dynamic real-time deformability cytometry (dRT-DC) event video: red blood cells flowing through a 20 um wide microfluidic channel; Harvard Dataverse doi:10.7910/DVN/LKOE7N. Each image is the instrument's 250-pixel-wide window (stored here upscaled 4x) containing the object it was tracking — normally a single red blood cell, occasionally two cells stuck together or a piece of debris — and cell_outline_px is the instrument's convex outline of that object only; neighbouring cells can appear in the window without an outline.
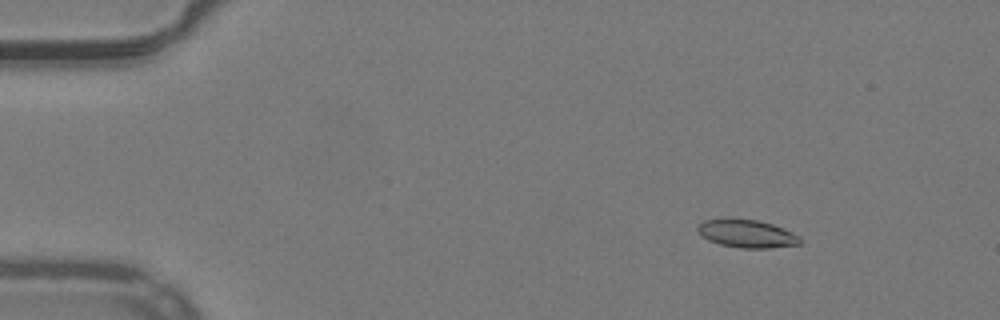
{"species": "common noctule bat (a hibernating species)", "species_latin": "Nyctalus noctula", "temperature_condition": "warm", "stored_images_in_passage": 53, "camera_frame_rate_fps": 3000, "um_per_image_px": 0.085, "animal": {"sex": "male", "body_mass_g": 19.2, "forearm_length_mm": 51.8}, "frame": {"image": 1, "passage_image": 7, "time_ms": 2.0, "image_size_px": [1000, 320], "cell_outline_px": [[800, 244], [768, 248], [740, 248], [720, 244], [708, 240], [696, 228], [704, 220], [724, 216], [756, 220], [772, 224], [800, 236]], "centroid_in_image_um": [63.44, 19.83], "position_along_channel_um": 21.6, "area_um2": 16.82}}
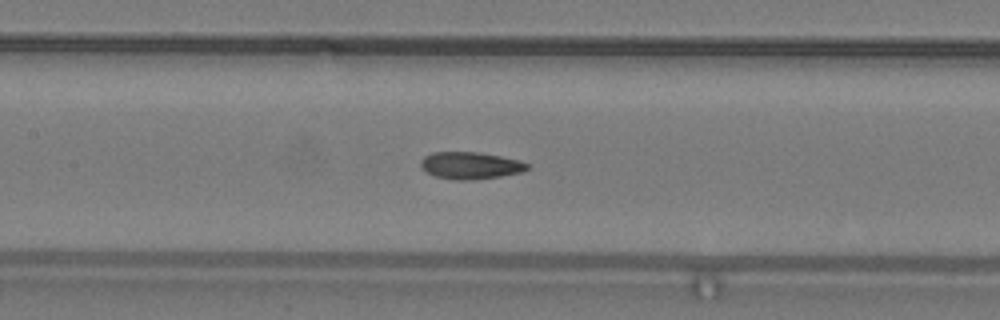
{"frame": {"image": 2, "passage_image": 25, "time_ms": 8.0, "image_size_px": [1000, 320], "cell_outline_px": [[528, 168], [524, 172], [500, 176], [468, 180], [456, 180], [436, 176], [428, 172], [420, 164], [420, 160], [424, 156], [432, 152], [480, 152], [520, 160], [528, 164]], "centroid_in_image_um": [40.0, 14.05], "position_along_channel_um": 167.4, "area_um2": 16.7}}
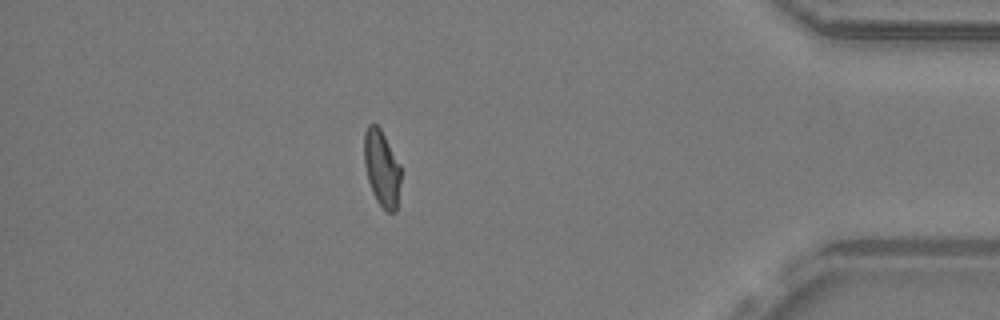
{"frame": {"image": 3, "passage_image": 46, "time_ms": 15.0, "image_size_px": [1000, 320], "cell_outline_px": [[400, 184], [396, 212], [388, 212], [376, 200], [372, 192], [368, 180], [364, 164], [364, 132], [368, 124], [376, 124], [380, 128], [400, 164]], "centroid_in_image_um": [32.44, 14.29], "position_along_channel_um": 402.8, "area_um2": 16.24}, "authors_computed_cell_mechanics": {"area_um2": 16.7042, "velocity_mm_per_s": 3.9738, "shape_relaxation_time_tau1_ms": null, "shape_relaxation_time_tau2_ms": 2.7819, "deformation_change_tau1": null, "deformation_change_tau2": 0.0919}}